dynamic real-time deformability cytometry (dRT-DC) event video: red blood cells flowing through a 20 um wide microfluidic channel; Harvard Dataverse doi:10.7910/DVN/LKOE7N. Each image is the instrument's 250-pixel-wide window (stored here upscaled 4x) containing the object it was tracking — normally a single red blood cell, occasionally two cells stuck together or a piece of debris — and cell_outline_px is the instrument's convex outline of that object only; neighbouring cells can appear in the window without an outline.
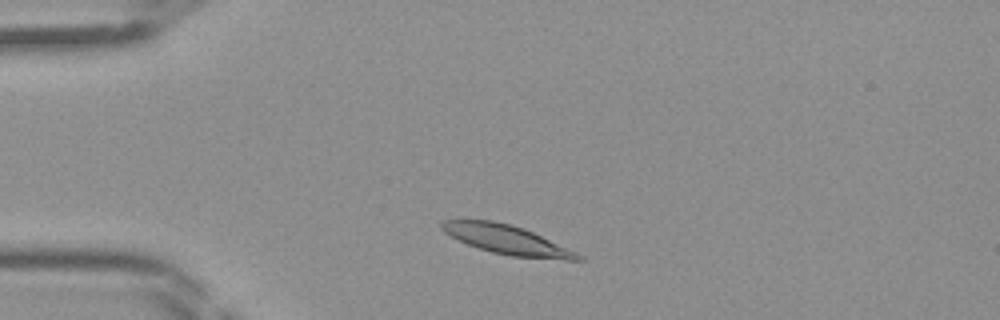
{"species": "Egyptian fruit bat (a non-hibernating species)", "species_latin": "Rousettus aegyptiacus", "temperature_condition": "room temperature", "stored_images_in_passage": 39, "camera_frame_rate_fps": 3000, "um_per_image_px": 0.085, "frame": {"image": 1, "passage_image": 4, "time_ms": 1.0, "image_size_px": [1000, 320], "cell_outline_px": [[584, 260], [568, 260], [512, 256], [492, 252], [468, 244], [444, 232], [440, 228], [440, 220], [492, 220], [524, 228], [576, 252], [584, 256]], "centroid_in_image_um": [43.08, 20.37], "position_along_channel_um": 41.9, "area_um2": 22.77}}
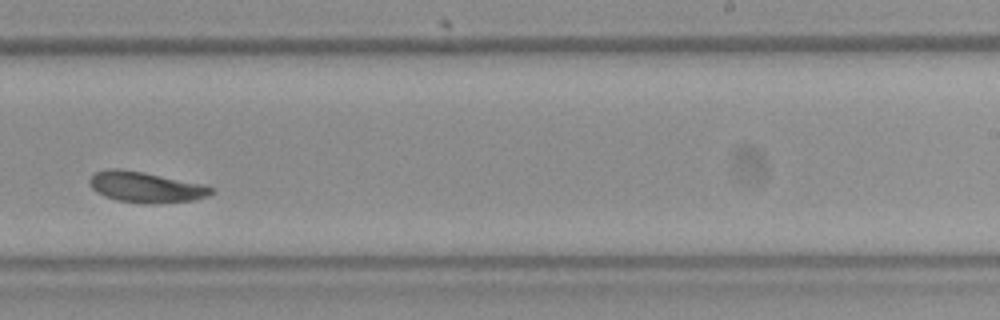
{"frame": {"image": 2, "passage_image": 22, "time_ms": 7.0, "image_size_px": [1000, 320], "cell_outline_px": [[216, 192], [208, 196], [192, 200], [156, 204], [144, 204], [116, 200], [104, 196], [96, 192], [88, 184], [88, 180], [96, 172], [108, 168], [120, 168], [144, 172], [204, 184], [216, 188]], "centroid_in_image_um": [12.41, 15.91], "position_along_channel_um": 276.6, "area_um2": 22.2}}
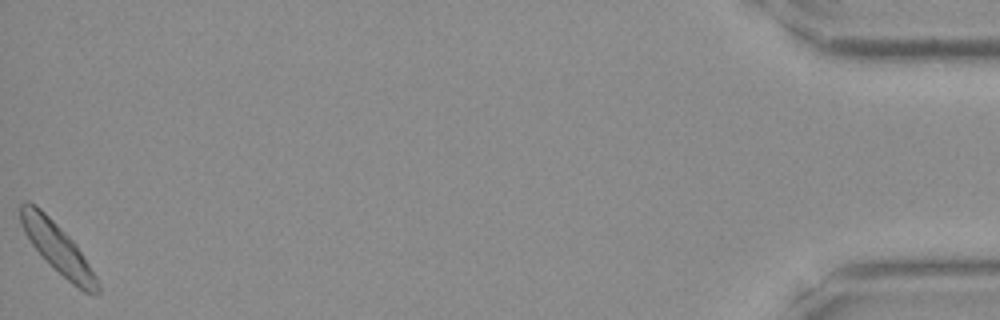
{"frame": {"image": 3, "passage_image": 39, "time_ms": 12.667, "image_size_px": [1000, 320], "cell_outline_px": [[100, 292], [96, 296], [92, 296], [84, 292], [72, 284], [32, 244], [24, 232], [20, 224], [20, 204], [24, 200], [28, 200], [36, 204], [76, 244], [96, 276], [100, 288]], "centroid_in_image_um": [4.9, 21.08], "position_along_channel_um": 430.3, "area_um2": 21.91}}